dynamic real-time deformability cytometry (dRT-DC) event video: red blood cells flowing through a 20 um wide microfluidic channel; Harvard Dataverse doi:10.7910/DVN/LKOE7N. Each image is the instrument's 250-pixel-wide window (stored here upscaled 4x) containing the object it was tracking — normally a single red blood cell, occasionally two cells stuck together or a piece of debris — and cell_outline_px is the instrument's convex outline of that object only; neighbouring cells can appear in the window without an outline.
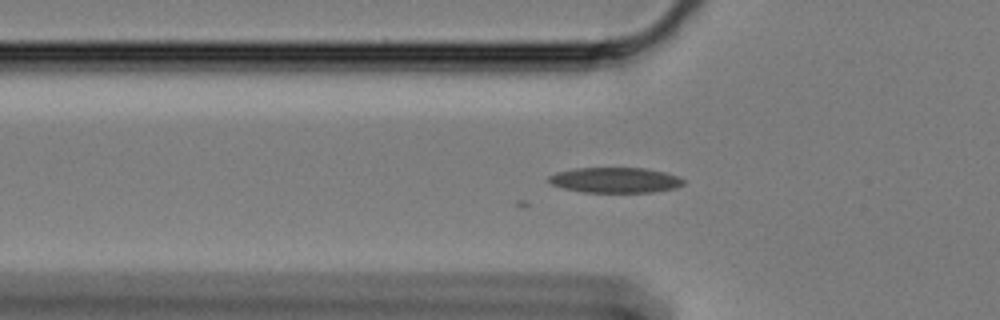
{"species": "Egyptian fruit bat (a non-hibernating species)", "species_latin": "Rousettus aegyptiacus", "temperature_condition": "cold", "stored_images_in_passage": 30, "camera_frame_rate_fps": 3000, "um_per_image_px": 0.085, "animal": {"sex": "female"}, "frame": {"image": 1, "passage_image": 2, "time_ms": 0.333, "image_size_px": [1000, 320], "cell_outline_px": [[684, 184], [676, 188], [652, 192], [584, 192], [564, 188], [552, 184], [548, 180], [548, 176], [556, 172], [576, 168], [644, 168], [664, 172], [676, 176], [684, 180]], "centroid_in_image_um": [52.29, 15.31], "position_along_channel_um": 73.5, "area_um2": 19.77}}
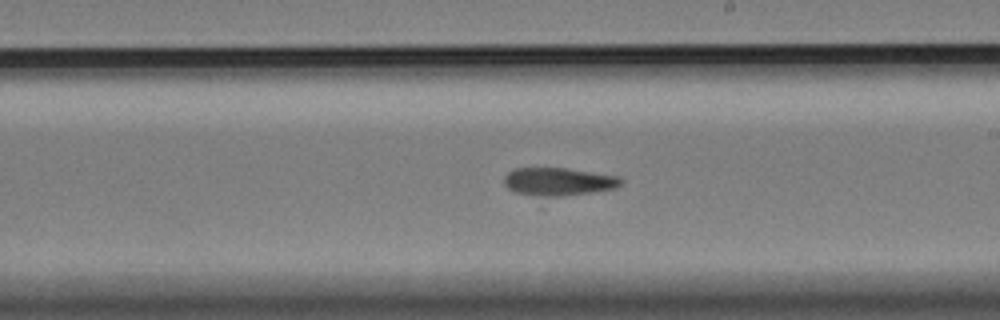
{"frame": {"image": 2, "passage_image": 17, "time_ms": 5.333, "image_size_px": [1000, 320], "cell_outline_px": [[624, 180], [616, 188], [540, 208], [508, 188], [504, 184], [504, 176], [508, 172], [516, 168], [564, 168], [620, 176]], "centroid_in_image_um": [47.4, 15.67], "position_along_channel_um": 241.6, "area_um2": 22.66}}
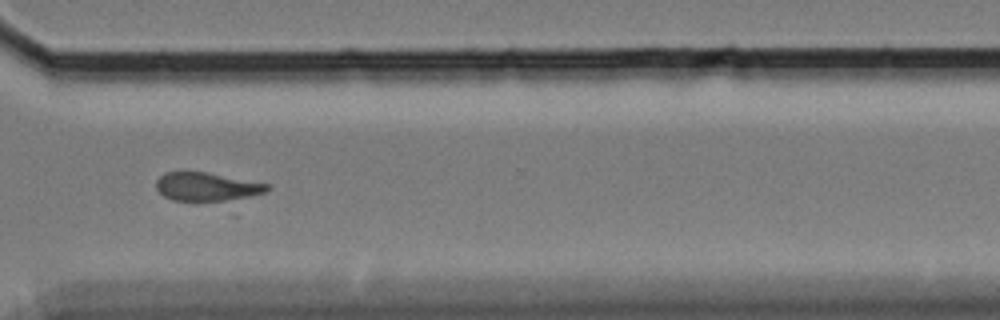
{"frame": {"image": 3, "passage_image": 27, "time_ms": 8.667, "image_size_px": [1000, 320], "cell_outline_px": [[268, 192], [236, 200], [172, 200], [164, 196], [156, 188], [156, 180], [164, 172], [208, 172], [268, 184]], "centroid_in_image_um": [17.59, 15.87], "position_along_channel_um": 353.0, "area_um2": 18.32}}